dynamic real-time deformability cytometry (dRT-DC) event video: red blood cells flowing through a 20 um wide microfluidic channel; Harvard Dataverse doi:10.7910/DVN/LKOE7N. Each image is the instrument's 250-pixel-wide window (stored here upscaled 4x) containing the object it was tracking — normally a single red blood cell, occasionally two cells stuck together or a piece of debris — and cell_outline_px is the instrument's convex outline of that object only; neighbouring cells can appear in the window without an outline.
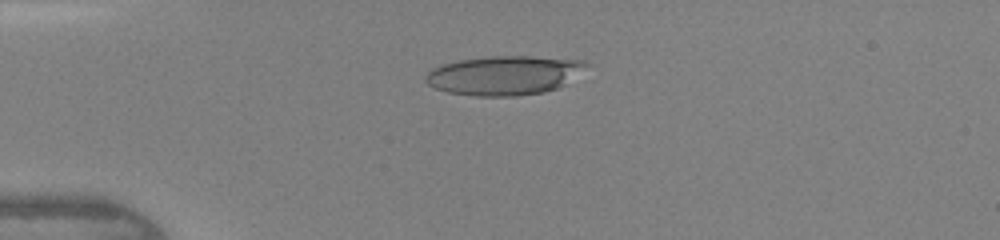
{"species": "human", "species_latin": "Homo sapiens", "temperature_condition": "warm", "stored_images_in_passage": 34, "camera_frame_rate_fps": 3000, "um_per_image_px": 0.085, "donor": {"sex": "female"}, "frame": {"image": 1, "passage_image": 1, "time_ms": 0.0, "image_size_px": [1000, 240], "cell_outline_px": [[588, 64], [564, 84], [556, 88], [544, 92], [516, 96], [476, 96], [448, 92], [436, 88], [428, 84], [424, 80], [424, 76], [432, 68], [444, 64], [460, 60], [492, 56], [528, 56], [584, 60]], "centroid_in_image_um": [42.81, 6.4], "position_along_channel_um": 42.2, "area_um2": 36.24}}
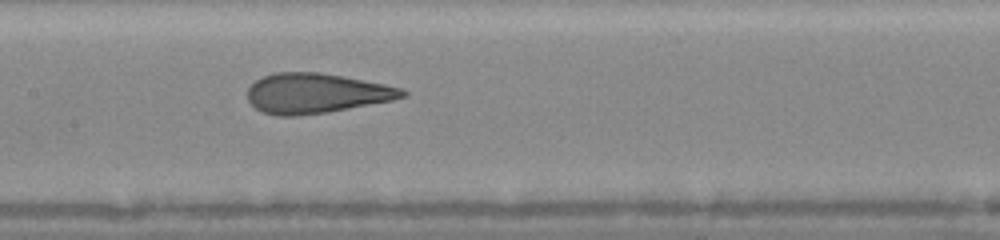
{"frame": {"image": 2, "passage_image": 12, "time_ms": 3.667, "image_size_px": [1000, 240], "cell_outline_px": [[408, 96], [392, 100], [328, 112], [296, 116], [280, 116], [264, 112], [256, 108], [248, 100], [248, 88], [256, 80], [264, 76], [276, 72], [320, 72], [384, 84], [400, 88], [408, 92]], "centroid_in_image_um": [26.87, 7.93], "position_along_channel_um": 180.5, "area_um2": 35.78}}
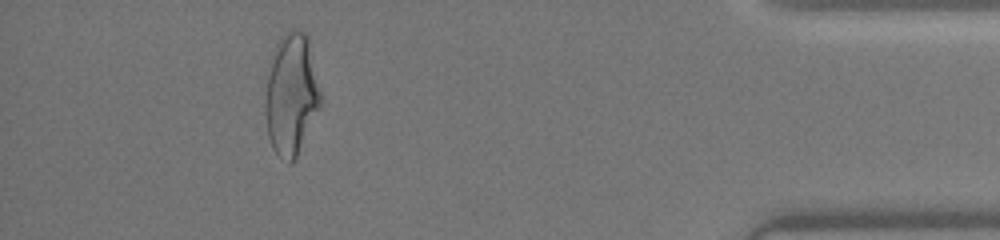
{"frame": {"image": 3, "passage_image": 30, "time_ms": 9.667, "image_size_px": [1000, 240], "cell_outline_px": [[324, 96], [296, 156], [292, 164], [288, 164], [272, 148], [268, 136], [264, 116], [264, 100], [268, 60], [280, 36], [284, 32], [292, 28], [296, 28], [304, 32], [308, 36]], "centroid_in_image_um": [24.74, 7.94], "position_along_channel_um": 410.5, "area_um2": 40.29}}